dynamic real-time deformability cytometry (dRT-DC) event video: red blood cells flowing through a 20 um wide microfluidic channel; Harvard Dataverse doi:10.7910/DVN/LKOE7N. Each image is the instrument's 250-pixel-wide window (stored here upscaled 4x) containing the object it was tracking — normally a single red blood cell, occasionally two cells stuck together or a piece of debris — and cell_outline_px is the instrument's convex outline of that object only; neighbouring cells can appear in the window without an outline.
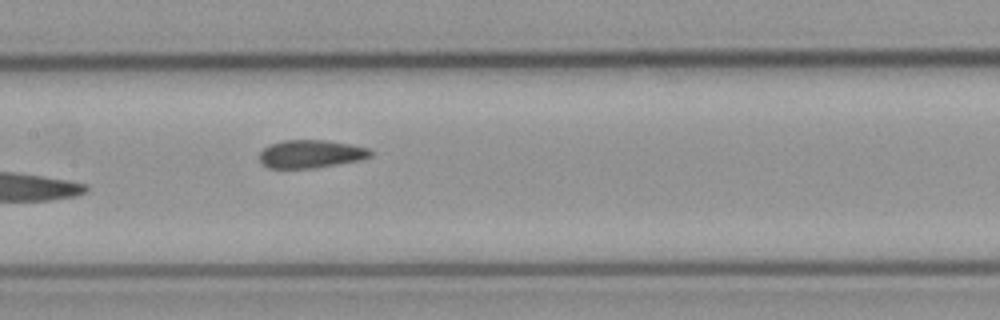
{"species": "common noctule bat (a hibernating species)", "species_latin": "Nyctalus noctula", "temperature_condition": "cold", "stored_images_in_passage": 7, "camera_frame_rate_fps": 3000, "um_per_image_px": 0.085, "animal": {"sex": "male", "body_mass_g": 23.1, "forearm_length_mm": 52.7}, "frame": {"image": 1, "passage_image": 7, "time_ms": 8.0, "image_size_px": [1000, 320], "cell_outline_px": [[372, 156], [360, 160], [316, 168], [268, 168], [260, 160], [260, 152], [264, 148], [272, 144], [284, 140], [328, 140], [352, 144], [368, 148], [372, 152]], "centroid_in_image_um": [26.46, 13.08], "position_along_channel_um": 180.9, "area_um2": 18.15}}